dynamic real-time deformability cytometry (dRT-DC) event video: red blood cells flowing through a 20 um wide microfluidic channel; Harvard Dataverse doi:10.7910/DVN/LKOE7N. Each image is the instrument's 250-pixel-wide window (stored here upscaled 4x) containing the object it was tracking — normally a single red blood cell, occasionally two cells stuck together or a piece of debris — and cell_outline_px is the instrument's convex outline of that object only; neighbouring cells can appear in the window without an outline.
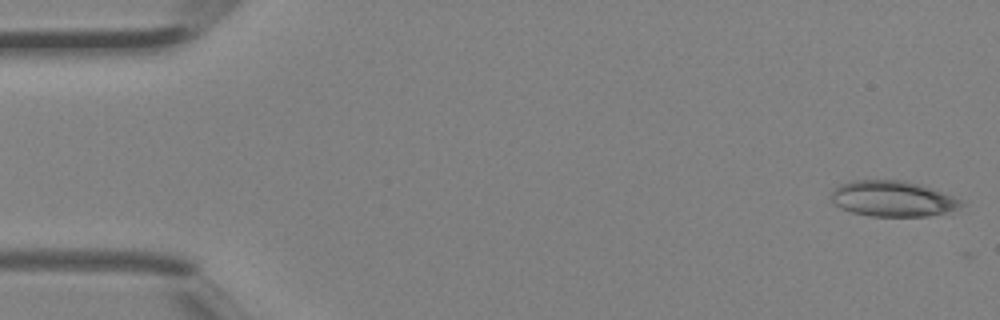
{"species": "Egyptian fruit bat (a non-hibernating species)", "species_latin": "Rousettus aegyptiacus", "temperature_condition": "room temperature", "stored_images_in_passage": 4, "camera_frame_rate_fps": 3000, "um_per_image_px": 0.085, "animal": {"sex": "female"}, "frame": {"image": 1, "passage_image": 1, "time_ms": 0.0, "image_size_px": [1000, 320], "cell_outline_px": [[964, 204], [956, 208], [944, 212], [928, 216], [868, 216], [852, 212], [840, 208], [832, 204], [832, 192], [840, 184], [852, 180], [900, 180], [916, 184], [952, 196], [960, 200]], "centroid_in_image_um": [75.79, 16.9], "position_along_channel_um": 9.2, "area_um2": 26.53}}
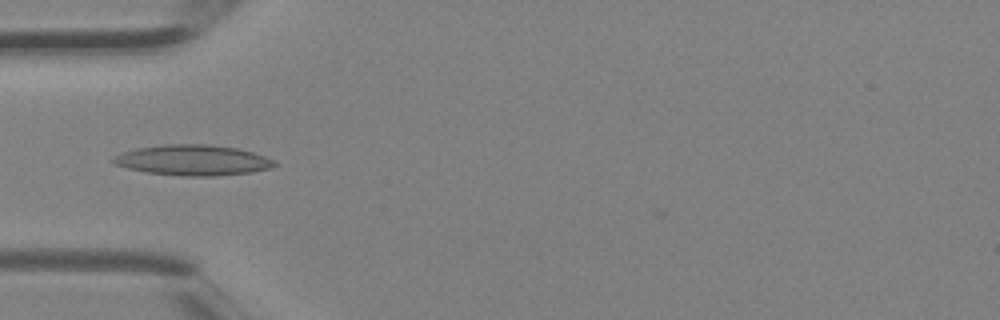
{"frame": {"image": 2, "passage_image": 4, "time_ms": 1.0, "image_size_px": [1000, 320], "cell_outline_px": [[280, 164], [268, 168], [252, 172], [212, 176], [188, 176], [148, 172], [128, 168], [116, 164], [112, 160], [112, 156], [120, 152], [136, 148], [164, 144], [208, 144], [236, 148], [252, 152], [264, 156]], "centroid_in_image_um": [16.37, 13.6], "position_along_channel_um": 68.6, "area_um2": 28.5}}